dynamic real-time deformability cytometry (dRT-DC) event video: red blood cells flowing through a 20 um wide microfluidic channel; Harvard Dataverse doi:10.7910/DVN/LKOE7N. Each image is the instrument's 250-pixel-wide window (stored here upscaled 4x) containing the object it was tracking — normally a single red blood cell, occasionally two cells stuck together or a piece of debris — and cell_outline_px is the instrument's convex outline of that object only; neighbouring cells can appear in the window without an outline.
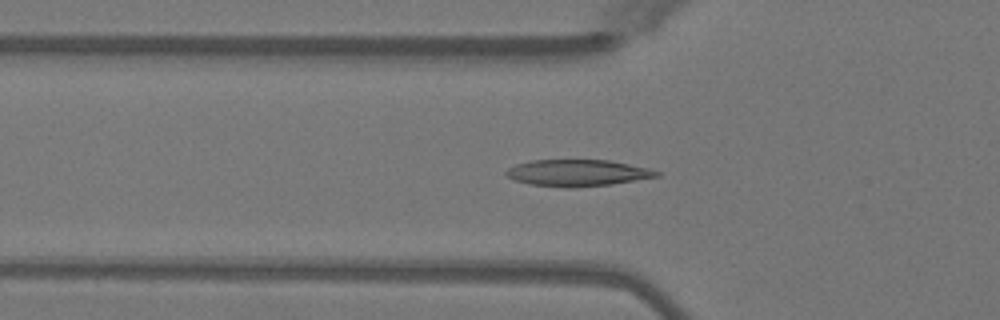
{"species": "Egyptian fruit bat (a non-hibernating species)", "species_latin": "Rousettus aegyptiacus", "temperature_condition": "warm", "stored_images_in_passage": 45, "camera_frame_rate_fps": 3000, "um_per_image_px": 0.085, "animal": {"sex": "female"}, "frame": {"image": 1, "passage_image": 17, "time_ms": 5.333, "image_size_px": [1000, 320], "cell_outline_px": [[660, 176], [612, 184], [576, 188], [568, 188], [528, 184], [516, 180], [508, 176], [504, 172], [508, 168], [516, 164], [532, 160], [608, 160], [648, 168], [660, 172]], "centroid_in_image_um": [49.08, 14.7], "position_along_channel_um": 76.7, "area_um2": 23.29}}
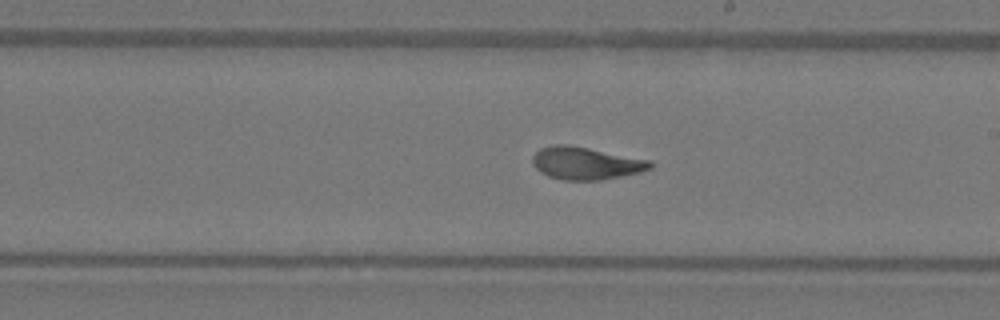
{"frame": {"image": 2, "passage_image": 29, "time_ms": 9.333, "image_size_px": [1000, 320], "cell_outline_px": [[652, 168], [640, 172], [600, 180], [564, 180], [548, 176], [540, 172], [532, 164], [532, 156], [540, 148], [552, 144], [568, 144], [652, 160]], "centroid_in_image_um": [49.78, 13.86], "position_along_channel_um": 239.2, "area_um2": 22.43}}
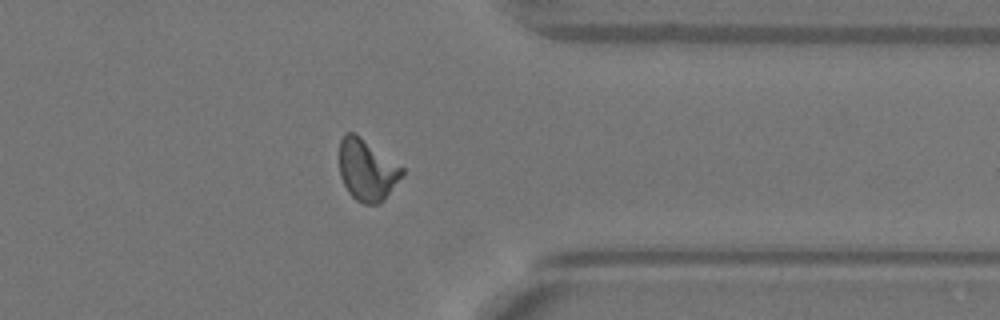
{"frame": {"image": 3, "passage_image": 40, "time_ms": 13.0, "image_size_px": [1000, 320], "cell_outline_px": [[404, 172], [384, 200], [380, 204], [364, 204], [356, 200], [348, 192], [340, 176], [340, 140], [344, 132], [356, 132], [404, 168]], "centroid_in_image_um": [31.18, 14.42], "position_along_channel_um": 380.2, "area_um2": 22.54}, "authors_computed_cell_mechanics": {"area_um2": 22.3108, "velocity_mm_per_s": 4.0411, "shape_relaxation_time_tau1_ms": 5.512, "shape_relaxation_time_tau2_ms": 1.1837, "deformation_change_tau1": 0.2039, "deformation_change_tau2": 0.0715}}